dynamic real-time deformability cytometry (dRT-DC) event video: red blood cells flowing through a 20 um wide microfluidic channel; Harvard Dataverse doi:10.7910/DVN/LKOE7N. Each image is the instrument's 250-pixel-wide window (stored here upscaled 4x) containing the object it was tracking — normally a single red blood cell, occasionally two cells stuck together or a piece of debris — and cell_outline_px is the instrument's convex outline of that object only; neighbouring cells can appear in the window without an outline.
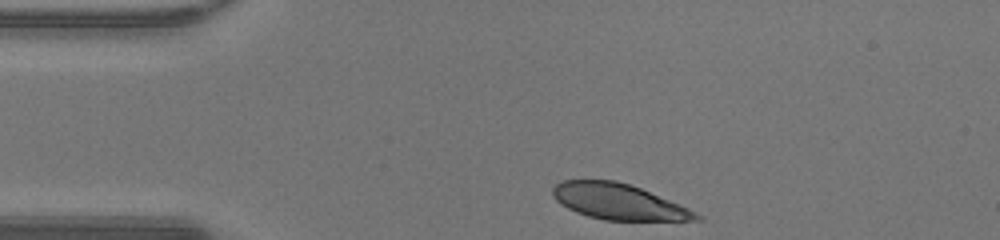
{"species": "human", "species_latin": "Homo sapiens", "temperature_condition": "warm", "stored_images_in_passage": 30, "camera_frame_rate_fps": 3000, "um_per_image_px": 0.085, "donor": {"sex": "male"}, "frame": {"image": 1, "passage_image": 1, "time_ms": 0.0, "image_size_px": [1000, 240], "cell_outline_px": [[704, 220], [604, 220], [588, 216], [576, 212], [560, 204], [552, 196], [552, 188], [560, 180], [616, 180], [640, 188], [688, 208], [704, 216]], "centroid_in_image_um": [52.55, 17.14], "position_along_channel_um": 32.5, "area_um2": 29.77}}
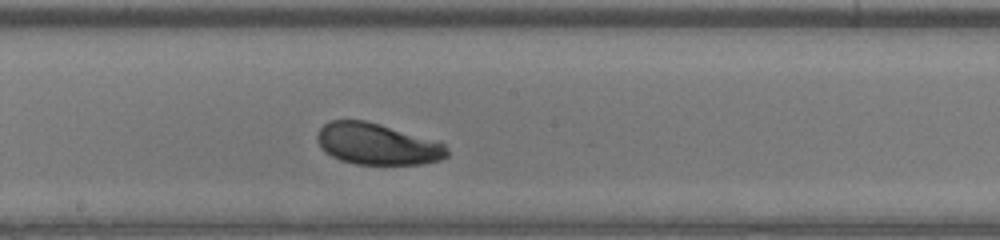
{"frame": {"image": 2, "passage_image": 17, "time_ms": 5.333, "image_size_px": [1000, 240], "cell_outline_px": [[448, 156], [440, 160], [420, 164], [356, 164], [340, 160], [324, 152], [320, 148], [316, 140], [316, 136], [320, 128], [324, 124], [332, 120], [364, 120], [380, 124], [444, 144], [448, 148]], "centroid_in_image_um": [32.01, 12.25], "position_along_channel_um": 216.2, "area_um2": 31.1}}
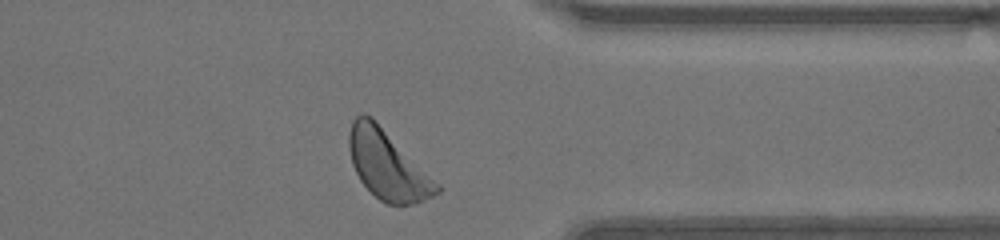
{"frame": {"image": 3, "passage_image": 29, "time_ms": 9.333, "image_size_px": [1000, 240], "cell_outline_px": [[444, 188], [440, 192], [424, 200], [412, 204], [388, 204], [380, 200], [360, 180], [352, 164], [348, 148], [348, 136], [352, 120], [360, 112], [364, 112], [372, 116]], "centroid_in_image_um": [32.94, 13.99], "position_along_channel_um": 378.5, "area_um2": 35.32}, "authors_computed_cell_mechanics": {"area_um2": 31.9345, "velocity_mm_per_s": 4.2918, "shape_relaxation_time_tau1_ms": 1.772, "shape_relaxation_time_tau2_ms": null, "deformation_change_tau1": 0.1101, "deformation_change_tau2": null}}